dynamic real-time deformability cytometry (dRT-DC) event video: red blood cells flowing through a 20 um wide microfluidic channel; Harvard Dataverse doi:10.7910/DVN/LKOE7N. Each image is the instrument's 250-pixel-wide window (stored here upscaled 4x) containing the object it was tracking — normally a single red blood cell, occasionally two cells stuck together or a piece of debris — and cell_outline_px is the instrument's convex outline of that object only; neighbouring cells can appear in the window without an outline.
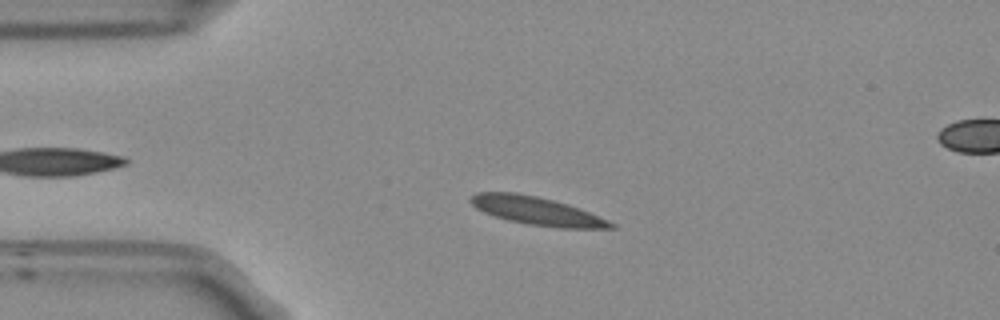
{"species": "Egyptian fruit bat (a non-hibernating species)", "species_latin": "Rousettus aegyptiacus", "temperature_condition": "room temperature", "stored_images_in_passage": 53, "segment_of_instrument_passage": [1, 2], "camera_frame_rate_fps": 3000, "um_per_image_px": 0.085, "frame": {"image": 1, "passage_image": 10, "time_ms": 3.0, "image_size_px": [1000, 320], "cell_outline_px": [[616, 228], [560, 228], [528, 224], [508, 220], [484, 212], [476, 208], [468, 200], [476, 192], [516, 192], [536, 196], [568, 204], [580, 208], [608, 220], [616, 224]], "centroid_in_image_um": [45.63, 17.92], "position_along_channel_um": 39.4, "area_um2": 22.89}}
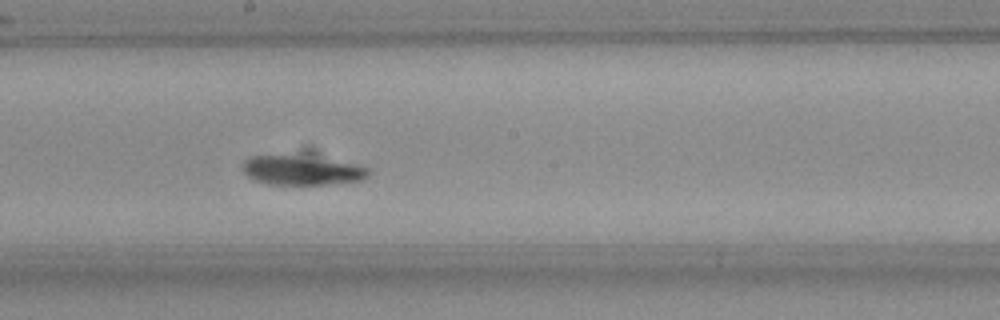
{"frame": {"image": 2, "passage_image": 27, "time_ms": 8.667, "image_size_px": [1000, 320], "cell_outline_px": [[372, 172], [368, 176], [360, 180], [332, 184], [296, 188], [268, 184], [256, 180], [248, 176], [244, 172], [244, 160], [252, 156], [292, 156], [352, 164], [368, 168]], "centroid_in_image_um": [25.64, 14.56], "position_along_channel_um": 222.6, "area_um2": 21.56}}
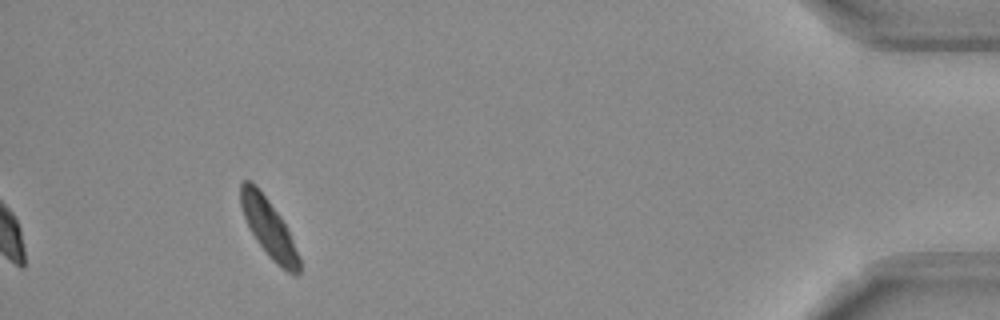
{"frame": {"image": 3, "passage_image": 48, "time_ms": 15.667, "image_size_px": [1000, 320], "cell_outline_px": [[300, 272], [296, 276], [288, 272], [276, 264], [268, 256], [256, 240], [244, 216], [240, 204], [240, 184], [244, 180], [248, 180], [256, 184], [280, 216], [300, 256]], "centroid_in_image_um": [22.84, 19.39], "position_along_channel_um": 412.4, "area_um2": 19.59}}